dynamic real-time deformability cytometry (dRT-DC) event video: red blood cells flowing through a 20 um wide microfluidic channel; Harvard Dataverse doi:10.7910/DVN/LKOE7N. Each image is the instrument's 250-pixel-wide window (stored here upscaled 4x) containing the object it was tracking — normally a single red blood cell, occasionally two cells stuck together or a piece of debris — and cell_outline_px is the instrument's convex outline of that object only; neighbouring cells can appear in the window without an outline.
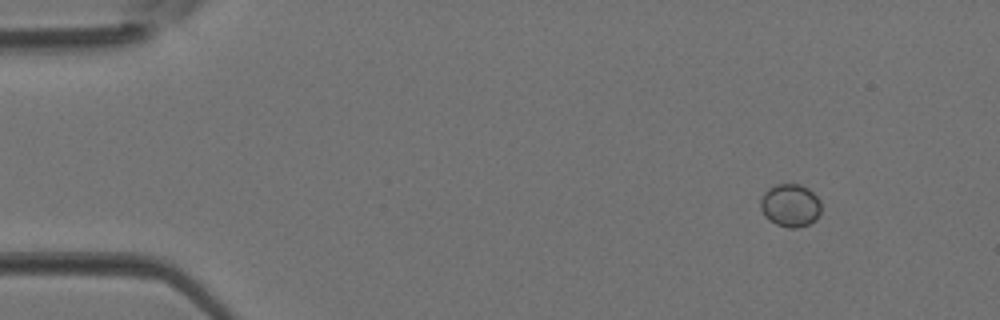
{"species": "Egyptian fruit bat (a non-hibernating species)", "species_latin": "Rousettus aegyptiacus", "temperature_condition": "room temperature", "stored_images_in_passage": 3, "camera_frame_rate_fps": 3000, "um_per_image_px": 0.085, "animal": {"sex": "female"}, "frame": {"image": 1, "passage_image": 1, "time_ms": 0.0, "image_size_px": [1000, 320], "cell_outline_px": [[820, 212], [816, 220], [808, 224], [796, 228], [788, 228], [776, 224], [768, 220], [764, 216], [760, 208], [760, 200], [764, 192], [768, 188], [776, 184], [800, 184], [808, 188], [820, 200]], "centroid_in_image_um": [67.15, 17.46], "position_along_channel_um": 17.8, "area_um2": 15.32}}